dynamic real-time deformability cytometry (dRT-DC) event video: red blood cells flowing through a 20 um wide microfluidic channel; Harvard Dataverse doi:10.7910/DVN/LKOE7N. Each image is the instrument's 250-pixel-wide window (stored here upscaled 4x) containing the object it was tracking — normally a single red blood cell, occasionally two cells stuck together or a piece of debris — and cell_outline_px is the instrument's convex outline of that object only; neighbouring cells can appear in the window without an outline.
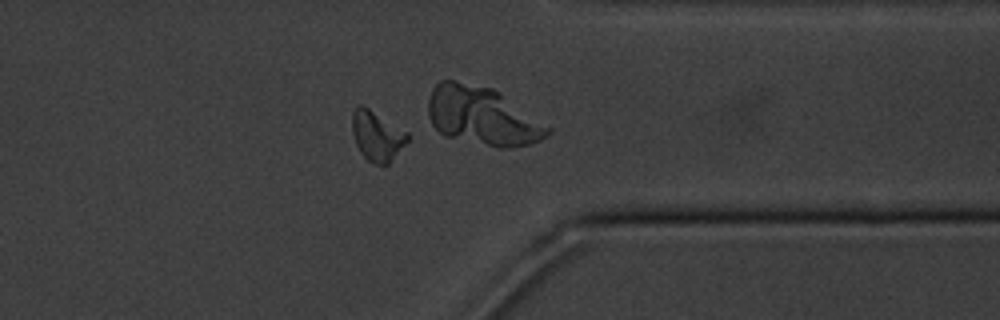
{"species": "common noctule bat (a hibernating species)", "species_latin": "Nyctalus noctula", "temperature_condition": "cold", "stored_images_in_passage": 14, "camera_frame_rate_fps": 3000, "um_per_image_px": 0.085, "animal": {"sex": "male", "body_mass_g": 20.1, "forearm_length_mm": 53.5}, "frame": {"image": 1, "passage_image": 12, "time_ms": 12.667, "image_size_px": [1000, 320], "cell_outline_px": [[412, 136], [392, 160], [388, 164], [376, 164], [368, 160], [360, 152], [356, 144], [352, 132], [352, 112], [360, 104], [368, 108], [408, 132]], "centroid_in_image_um": [32.06, 11.55], "position_along_channel_um": 379.3, "area_um2": 16.01}, "authors_computed_cell_mechanics": {"area_um2": 16.4441, "velocity_mm_per_s": 3.3647, "shape_relaxation_time_tau1_ms": 1.4019, "shape_relaxation_time_tau2_ms": 2.151, "deformation_change_tau1": 0.1292, "deformation_change_tau2": 0.0529}}